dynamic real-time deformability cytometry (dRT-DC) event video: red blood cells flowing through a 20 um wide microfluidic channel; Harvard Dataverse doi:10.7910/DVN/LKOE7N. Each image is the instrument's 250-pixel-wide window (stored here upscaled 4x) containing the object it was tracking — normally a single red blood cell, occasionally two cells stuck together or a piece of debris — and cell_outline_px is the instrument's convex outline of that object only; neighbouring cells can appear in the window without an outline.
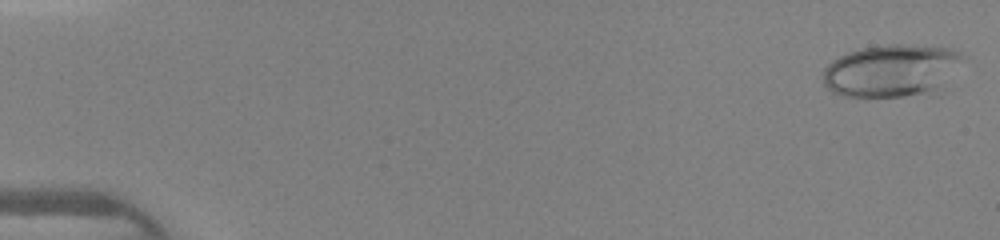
{"species": "human", "species_latin": "Homo sapiens", "temperature_condition": "warm", "stored_images_in_passage": 45, "camera_frame_rate_fps": 3000, "um_per_image_px": 0.085, "donor": {"sex": "female"}, "frame": {"image": 1, "passage_image": 1, "time_ms": 0.0, "image_size_px": [1000, 240], "cell_outline_px": [[964, 56], [940, 96], [844, 96], [832, 92], [824, 84], [824, 68], [832, 60], [848, 52], [864, 48], [888, 44], [900, 44], [952, 48], [960, 52]], "centroid_in_image_um": [75.88, 6.04], "position_along_channel_um": 9.1, "area_um2": 43.52}}
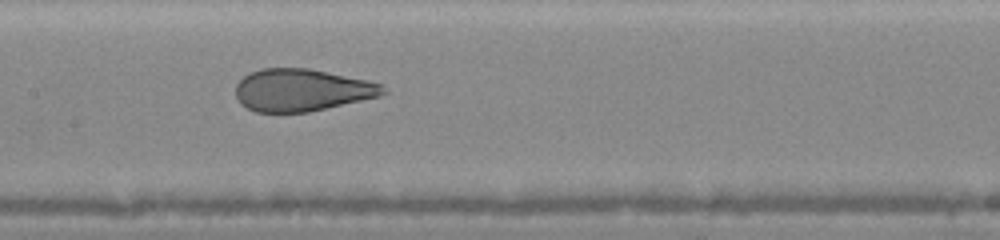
{"frame": {"image": 2, "passage_image": 23, "time_ms": 7.333, "image_size_px": [1000, 240], "cell_outline_px": [[388, 92], [380, 96], [308, 112], [256, 112], [240, 104], [236, 100], [236, 84], [248, 72], [260, 68], [308, 68], [368, 80], [380, 84]], "centroid_in_image_um": [25.62, 7.65], "position_along_channel_um": 181.8, "area_um2": 36.36}}
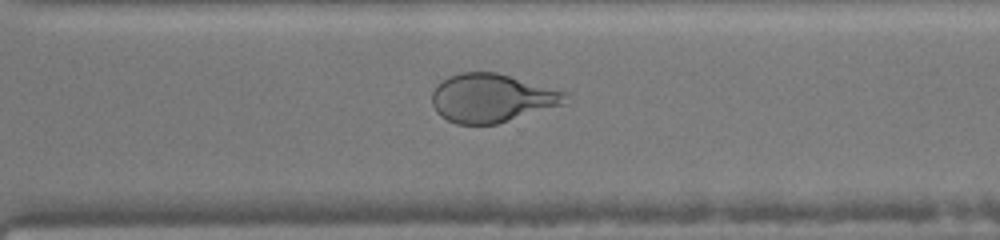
{"frame": {"image": 3, "passage_image": 33, "time_ms": 10.667, "image_size_px": [1000, 240], "cell_outline_px": [[568, 104], [496, 124], [456, 124], [440, 116], [436, 112], [432, 104], [432, 92], [436, 84], [448, 76], [460, 72], [496, 72], [568, 92]], "centroid_in_image_um": [41.82, 8.34], "position_along_channel_um": 328.8, "area_um2": 38.15}}